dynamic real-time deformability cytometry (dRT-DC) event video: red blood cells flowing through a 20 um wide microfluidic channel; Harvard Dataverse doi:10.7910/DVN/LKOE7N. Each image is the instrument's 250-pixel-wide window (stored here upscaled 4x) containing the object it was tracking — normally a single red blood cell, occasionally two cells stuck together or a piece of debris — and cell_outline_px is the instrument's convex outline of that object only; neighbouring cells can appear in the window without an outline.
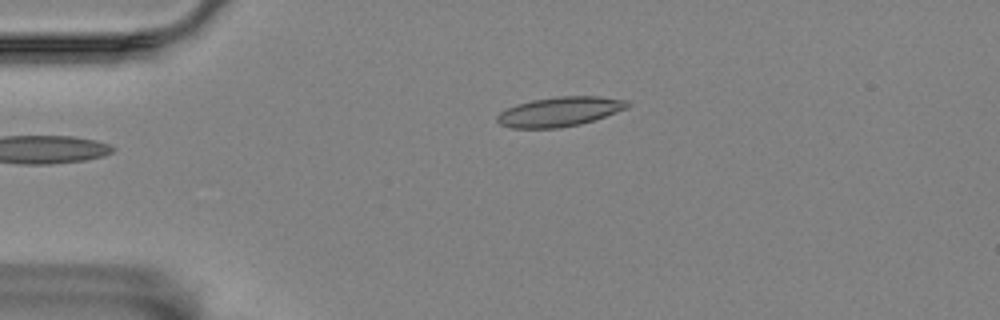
{"species": "Egyptian fruit bat (a non-hibernating species)", "species_latin": "Rousettus aegyptiacus", "temperature_condition": "room temperature", "stored_images_in_passage": 4, "camera_frame_rate_fps": 3000, "um_per_image_px": 0.085, "animal": {"sex": "female"}, "frame": {"image": 1, "passage_image": 4, "time_ms": 3.333, "image_size_px": [1000, 320], "cell_outline_px": [[632, 104], [628, 108], [580, 124], [560, 128], [512, 128], [500, 124], [496, 120], [496, 116], [500, 112], [516, 104], [532, 100], [556, 96], [600, 96], [628, 100]], "centroid_in_image_um": [47.58, 9.48], "position_along_channel_um": 37.4, "area_um2": 22.48}}